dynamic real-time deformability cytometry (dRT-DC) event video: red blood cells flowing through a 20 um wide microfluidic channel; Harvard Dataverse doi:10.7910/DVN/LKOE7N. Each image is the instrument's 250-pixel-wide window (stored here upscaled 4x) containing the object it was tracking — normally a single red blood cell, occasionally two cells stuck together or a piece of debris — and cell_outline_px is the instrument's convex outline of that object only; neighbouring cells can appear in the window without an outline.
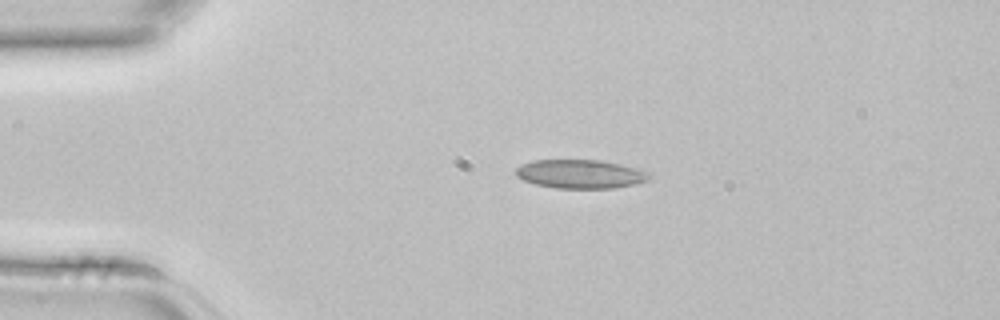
{"species": "common noctule bat (a hibernating species)", "species_latin": "Nyctalus noctula", "temperature_condition": "room temperature", "stored_images_in_passage": 2, "camera_frame_rate_fps": 3000, "um_per_image_px": 0.085, "animal": {"sex": "female", "body_mass_g": 22.7, "forearm_length_mm": 54.2}, "frame": {"image": 1, "passage_image": 1, "time_ms": 0.0, "image_size_px": [1000, 320], "cell_outline_px": [[652, 176], [648, 180], [636, 184], [612, 188], [556, 188], [536, 184], [524, 180], [516, 176], [516, 168], [532, 160], [600, 160], [620, 164], [652, 172]], "centroid_in_image_um": [49.38, 14.79], "position_along_channel_um": 35.6, "area_um2": 22.37}}